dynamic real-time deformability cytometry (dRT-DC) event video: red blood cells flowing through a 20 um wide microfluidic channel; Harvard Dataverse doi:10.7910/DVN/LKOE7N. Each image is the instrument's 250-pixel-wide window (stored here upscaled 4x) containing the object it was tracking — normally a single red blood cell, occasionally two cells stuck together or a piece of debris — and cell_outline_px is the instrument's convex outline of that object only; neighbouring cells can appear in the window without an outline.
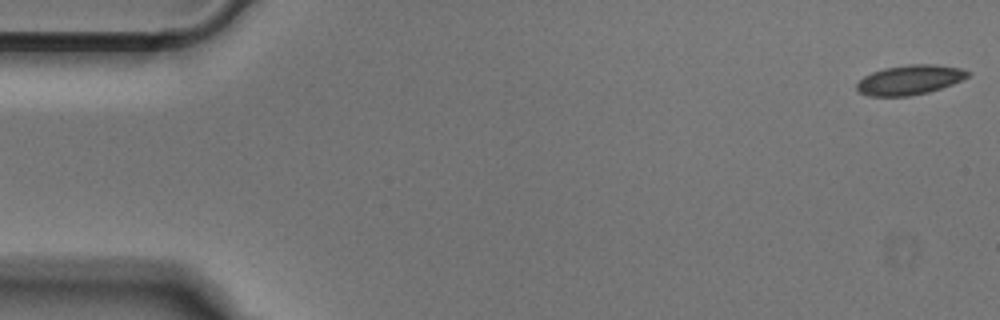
{"species": "Egyptian fruit bat (a non-hibernating species)", "species_latin": "Rousettus aegyptiacus", "temperature_condition": "cold", "stored_images_in_passage": 51, "camera_frame_rate_fps": 3000, "um_per_image_px": 0.085, "animal": {"sex": "male"}, "frame": {"image": 1, "passage_image": 1, "time_ms": 0.0, "image_size_px": [1000, 320], "cell_outline_px": [[972, 72], [968, 76], [952, 84], [928, 92], [908, 96], [868, 96], [860, 92], [856, 88], [856, 84], [864, 76], [872, 72], [884, 68], [908, 64], [932, 64], [960, 68]], "centroid_in_image_um": [77.31, 6.78], "position_along_channel_um": 7.7, "area_um2": 19.07}}
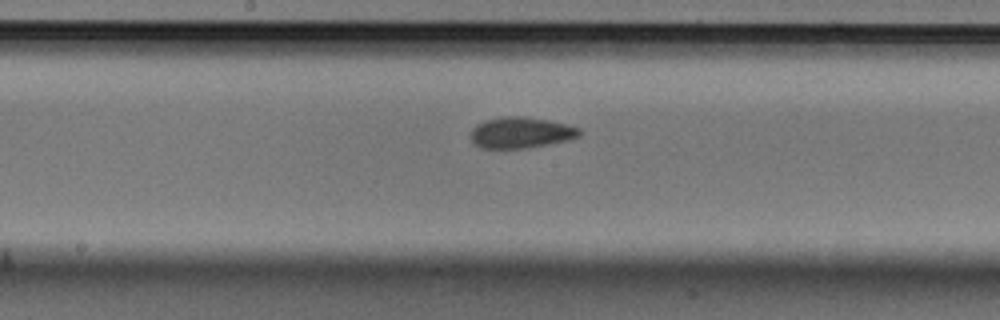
{"frame": {"image": 2, "passage_image": 26, "time_ms": 8.333, "image_size_px": [1000, 320], "cell_outline_px": [[580, 136], [568, 140], [528, 148], [480, 148], [472, 140], [472, 128], [476, 124], [484, 120], [500, 116], [520, 116], [548, 120], [580, 128]], "centroid_in_image_um": [44.26, 11.27], "position_along_channel_um": 203.9, "area_um2": 19.59}}
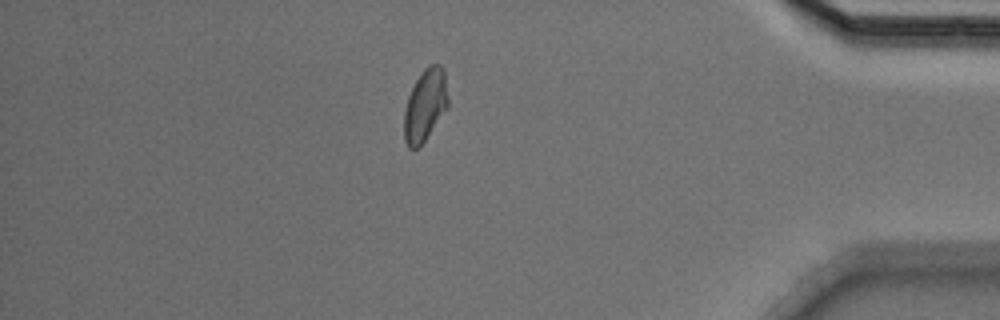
{"frame": {"image": 3, "passage_image": 44, "time_ms": 14.333, "image_size_px": [1000, 320], "cell_outline_px": [[448, 104], [420, 148], [408, 148], [404, 140], [404, 112], [408, 96], [416, 80], [424, 68], [428, 64], [440, 64], [444, 68], [448, 96]], "centroid_in_image_um": [36.13, 8.93], "position_along_channel_um": 399.1, "area_um2": 18.38}}